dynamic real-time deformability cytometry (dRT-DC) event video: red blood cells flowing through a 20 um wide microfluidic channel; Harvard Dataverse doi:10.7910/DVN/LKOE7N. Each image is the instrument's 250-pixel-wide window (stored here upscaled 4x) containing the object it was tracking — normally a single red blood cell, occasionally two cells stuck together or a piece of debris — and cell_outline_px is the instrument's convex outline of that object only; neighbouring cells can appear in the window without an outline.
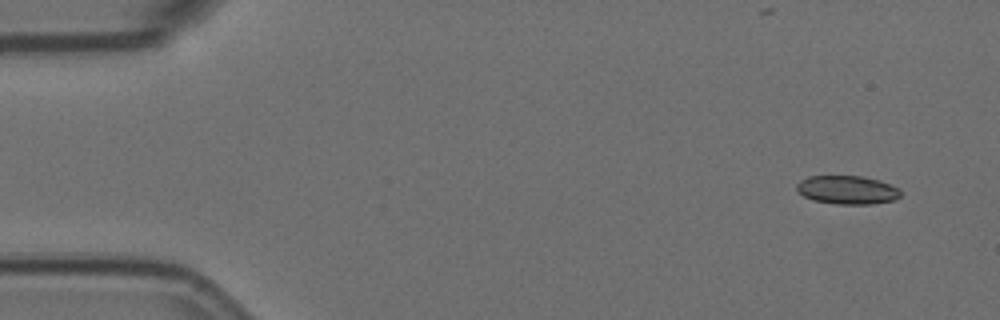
{"species": "Egyptian fruit bat (a non-hibernating species)", "species_latin": "Rousettus aegyptiacus", "temperature_condition": "room temperature", "stored_images_in_passage": 7, "camera_frame_rate_fps": 3000, "um_per_image_px": 0.085, "animal": {"sex": "female"}, "frame": {"image": 1, "passage_image": 1, "time_ms": 0.0, "image_size_px": [1000, 320], "cell_outline_px": [[900, 196], [896, 200], [872, 204], [836, 204], [812, 200], [804, 196], [796, 188], [796, 184], [800, 180], [808, 176], [864, 176], [880, 180], [900, 188]], "centroid_in_image_um": [72.04, 16.14], "position_along_channel_um": 13.0, "area_um2": 17.46}}
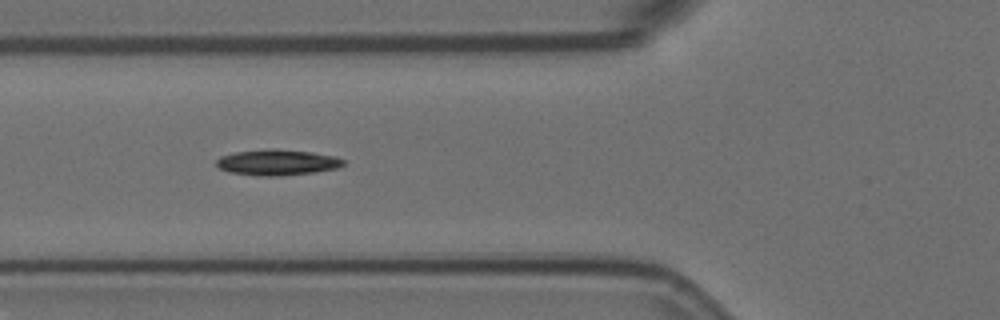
{"frame": {"image": 2, "passage_image": 6, "time_ms": 1.667, "image_size_px": [1000, 320], "cell_outline_px": [[344, 164], [336, 168], [312, 172], [280, 176], [260, 176], [228, 172], [220, 168], [216, 164], [216, 160], [220, 156], [236, 152], [312, 152], [332, 156], [344, 160]], "centroid_in_image_um": [23.54, 13.86], "position_along_channel_um": 102.3, "area_um2": 17.8}}
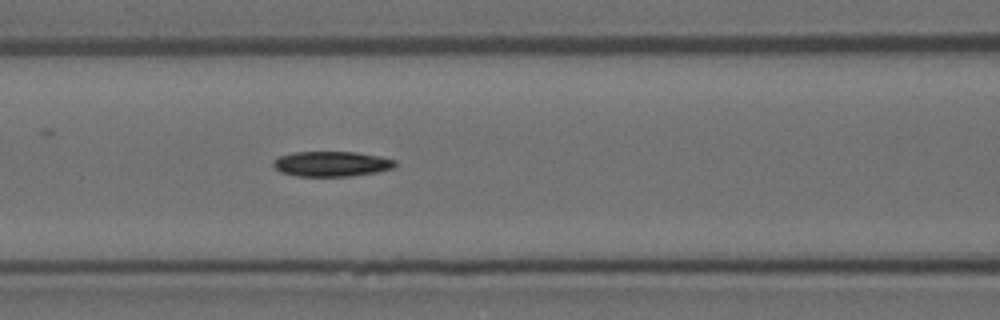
{"frame": {"image": 3, "passage_image": 7, "time_ms": 2.0, "image_size_px": [1000, 320], "cell_outline_px": [[396, 164], [392, 168], [376, 172], [352, 176], [296, 176], [280, 172], [272, 164], [272, 160], [280, 156], [292, 152], [356, 152], [380, 156], [396, 160]], "centroid_in_image_um": [28.16, 13.93], "position_along_channel_um": 138.4, "area_um2": 17.92}}